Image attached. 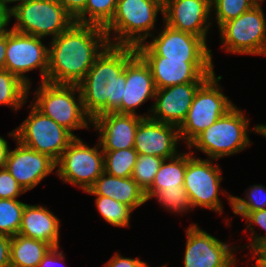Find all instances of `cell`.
Segmentation results:
<instances>
[{"mask_svg": "<svg viewBox=\"0 0 266 267\" xmlns=\"http://www.w3.org/2000/svg\"><path fill=\"white\" fill-rule=\"evenodd\" d=\"M98 143L89 147L76 137L56 161L57 175L65 182L78 186L84 192L104 172V154Z\"/></svg>", "mask_w": 266, "mask_h": 267, "instance_id": "obj_10", "label": "cell"}, {"mask_svg": "<svg viewBox=\"0 0 266 267\" xmlns=\"http://www.w3.org/2000/svg\"><path fill=\"white\" fill-rule=\"evenodd\" d=\"M149 66L156 89L205 82L215 71L212 60H165V57H141Z\"/></svg>", "mask_w": 266, "mask_h": 267, "instance_id": "obj_15", "label": "cell"}, {"mask_svg": "<svg viewBox=\"0 0 266 267\" xmlns=\"http://www.w3.org/2000/svg\"><path fill=\"white\" fill-rule=\"evenodd\" d=\"M28 85L8 70L0 71V105L17 111L27 101Z\"/></svg>", "mask_w": 266, "mask_h": 267, "instance_id": "obj_26", "label": "cell"}, {"mask_svg": "<svg viewBox=\"0 0 266 267\" xmlns=\"http://www.w3.org/2000/svg\"><path fill=\"white\" fill-rule=\"evenodd\" d=\"M259 0H211V11L220 28L224 23L239 17L255 6Z\"/></svg>", "mask_w": 266, "mask_h": 267, "instance_id": "obj_32", "label": "cell"}, {"mask_svg": "<svg viewBox=\"0 0 266 267\" xmlns=\"http://www.w3.org/2000/svg\"><path fill=\"white\" fill-rule=\"evenodd\" d=\"M15 141L17 147L9 150L5 168L27 192L55 170L56 162L48 155Z\"/></svg>", "mask_w": 266, "mask_h": 267, "instance_id": "obj_17", "label": "cell"}, {"mask_svg": "<svg viewBox=\"0 0 266 267\" xmlns=\"http://www.w3.org/2000/svg\"><path fill=\"white\" fill-rule=\"evenodd\" d=\"M52 246L19 234L11 237L10 267H36Z\"/></svg>", "mask_w": 266, "mask_h": 267, "instance_id": "obj_24", "label": "cell"}, {"mask_svg": "<svg viewBox=\"0 0 266 267\" xmlns=\"http://www.w3.org/2000/svg\"><path fill=\"white\" fill-rule=\"evenodd\" d=\"M6 6L8 7V9L11 11L16 5H19L21 3H24V2H27V1H30V0H2ZM13 2H18V4H15L14 6H8L9 3H13Z\"/></svg>", "mask_w": 266, "mask_h": 267, "instance_id": "obj_46", "label": "cell"}, {"mask_svg": "<svg viewBox=\"0 0 266 267\" xmlns=\"http://www.w3.org/2000/svg\"><path fill=\"white\" fill-rule=\"evenodd\" d=\"M246 198L227 195L235 215L243 219L252 211L266 209V187L260 184L252 185Z\"/></svg>", "mask_w": 266, "mask_h": 267, "instance_id": "obj_30", "label": "cell"}, {"mask_svg": "<svg viewBox=\"0 0 266 267\" xmlns=\"http://www.w3.org/2000/svg\"><path fill=\"white\" fill-rule=\"evenodd\" d=\"M11 237L0 234V267H10Z\"/></svg>", "mask_w": 266, "mask_h": 267, "instance_id": "obj_39", "label": "cell"}, {"mask_svg": "<svg viewBox=\"0 0 266 267\" xmlns=\"http://www.w3.org/2000/svg\"><path fill=\"white\" fill-rule=\"evenodd\" d=\"M204 82H190L156 89L148 117L179 127L186 118L198 88Z\"/></svg>", "mask_w": 266, "mask_h": 267, "instance_id": "obj_18", "label": "cell"}, {"mask_svg": "<svg viewBox=\"0 0 266 267\" xmlns=\"http://www.w3.org/2000/svg\"><path fill=\"white\" fill-rule=\"evenodd\" d=\"M25 192L24 188L15 180L5 167L0 168V199H16Z\"/></svg>", "mask_w": 266, "mask_h": 267, "instance_id": "obj_35", "label": "cell"}, {"mask_svg": "<svg viewBox=\"0 0 266 267\" xmlns=\"http://www.w3.org/2000/svg\"><path fill=\"white\" fill-rule=\"evenodd\" d=\"M25 205L17 199H0V234L9 237L18 234Z\"/></svg>", "mask_w": 266, "mask_h": 267, "instance_id": "obj_31", "label": "cell"}, {"mask_svg": "<svg viewBox=\"0 0 266 267\" xmlns=\"http://www.w3.org/2000/svg\"><path fill=\"white\" fill-rule=\"evenodd\" d=\"M29 116L9 136L21 144L48 155L55 162L76 138L70 131L43 115L32 104Z\"/></svg>", "mask_w": 266, "mask_h": 267, "instance_id": "obj_8", "label": "cell"}, {"mask_svg": "<svg viewBox=\"0 0 266 267\" xmlns=\"http://www.w3.org/2000/svg\"><path fill=\"white\" fill-rule=\"evenodd\" d=\"M9 150L10 149L7 140H5L4 137L0 136V168L5 167Z\"/></svg>", "mask_w": 266, "mask_h": 267, "instance_id": "obj_43", "label": "cell"}, {"mask_svg": "<svg viewBox=\"0 0 266 267\" xmlns=\"http://www.w3.org/2000/svg\"><path fill=\"white\" fill-rule=\"evenodd\" d=\"M244 219H246L248 226H246V230H250L251 235H254L249 245L245 247L253 250L261 241L266 240V234L264 236L258 235L254 230V224H256V226L258 225L264 231H266V209L252 211Z\"/></svg>", "mask_w": 266, "mask_h": 267, "instance_id": "obj_36", "label": "cell"}, {"mask_svg": "<svg viewBox=\"0 0 266 267\" xmlns=\"http://www.w3.org/2000/svg\"><path fill=\"white\" fill-rule=\"evenodd\" d=\"M136 54L135 47L109 44L78 84L85 113L92 120L108 112L122 114L126 64Z\"/></svg>", "mask_w": 266, "mask_h": 267, "instance_id": "obj_2", "label": "cell"}, {"mask_svg": "<svg viewBox=\"0 0 266 267\" xmlns=\"http://www.w3.org/2000/svg\"><path fill=\"white\" fill-rule=\"evenodd\" d=\"M125 86L122 114L139 115L136 108L154 99L156 87L149 66L138 54L126 64Z\"/></svg>", "mask_w": 266, "mask_h": 267, "instance_id": "obj_21", "label": "cell"}, {"mask_svg": "<svg viewBox=\"0 0 266 267\" xmlns=\"http://www.w3.org/2000/svg\"><path fill=\"white\" fill-rule=\"evenodd\" d=\"M211 13V0H163L164 23L201 37L206 43Z\"/></svg>", "mask_w": 266, "mask_h": 267, "instance_id": "obj_16", "label": "cell"}, {"mask_svg": "<svg viewBox=\"0 0 266 267\" xmlns=\"http://www.w3.org/2000/svg\"><path fill=\"white\" fill-rule=\"evenodd\" d=\"M60 246L52 247L36 267H55L57 263L64 260L63 251H59Z\"/></svg>", "mask_w": 266, "mask_h": 267, "instance_id": "obj_38", "label": "cell"}, {"mask_svg": "<svg viewBox=\"0 0 266 267\" xmlns=\"http://www.w3.org/2000/svg\"><path fill=\"white\" fill-rule=\"evenodd\" d=\"M158 12L163 15V0H118L113 18L104 27L109 44L136 48L145 43L154 36L151 30Z\"/></svg>", "mask_w": 266, "mask_h": 267, "instance_id": "obj_3", "label": "cell"}, {"mask_svg": "<svg viewBox=\"0 0 266 267\" xmlns=\"http://www.w3.org/2000/svg\"><path fill=\"white\" fill-rule=\"evenodd\" d=\"M164 29L151 42L136 47L140 57H165V60H212V50L194 34L164 24Z\"/></svg>", "mask_w": 266, "mask_h": 267, "instance_id": "obj_12", "label": "cell"}, {"mask_svg": "<svg viewBox=\"0 0 266 267\" xmlns=\"http://www.w3.org/2000/svg\"><path fill=\"white\" fill-rule=\"evenodd\" d=\"M180 141L177 126L147 117L139 122L133 148L139 155L170 159L179 154L177 145Z\"/></svg>", "mask_w": 266, "mask_h": 267, "instance_id": "obj_19", "label": "cell"}, {"mask_svg": "<svg viewBox=\"0 0 266 267\" xmlns=\"http://www.w3.org/2000/svg\"><path fill=\"white\" fill-rule=\"evenodd\" d=\"M41 37L23 34L10 29L7 32L5 70L19 77L31 88V81L25 74L39 69L42 82L47 81L49 47Z\"/></svg>", "mask_w": 266, "mask_h": 267, "instance_id": "obj_13", "label": "cell"}, {"mask_svg": "<svg viewBox=\"0 0 266 267\" xmlns=\"http://www.w3.org/2000/svg\"><path fill=\"white\" fill-rule=\"evenodd\" d=\"M144 263L140 258H127L116 253L107 261L104 267H141Z\"/></svg>", "mask_w": 266, "mask_h": 267, "instance_id": "obj_37", "label": "cell"}, {"mask_svg": "<svg viewBox=\"0 0 266 267\" xmlns=\"http://www.w3.org/2000/svg\"><path fill=\"white\" fill-rule=\"evenodd\" d=\"M252 259L257 258L256 260L266 266V240L261 241L253 250H252Z\"/></svg>", "mask_w": 266, "mask_h": 267, "instance_id": "obj_42", "label": "cell"}, {"mask_svg": "<svg viewBox=\"0 0 266 267\" xmlns=\"http://www.w3.org/2000/svg\"><path fill=\"white\" fill-rule=\"evenodd\" d=\"M186 248L184 267H233L237 260L234 256L235 246L220 241L191 224L186 229ZM233 251V252H232Z\"/></svg>", "mask_w": 266, "mask_h": 267, "instance_id": "obj_14", "label": "cell"}, {"mask_svg": "<svg viewBox=\"0 0 266 267\" xmlns=\"http://www.w3.org/2000/svg\"><path fill=\"white\" fill-rule=\"evenodd\" d=\"M10 17L17 20L12 30L41 38H55L75 22L58 0L21 3L10 11Z\"/></svg>", "mask_w": 266, "mask_h": 267, "instance_id": "obj_7", "label": "cell"}, {"mask_svg": "<svg viewBox=\"0 0 266 267\" xmlns=\"http://www.w3.org/2000/svg\"><path fill=\"white\" fill-rule=\"evenodd\" d=\"M118 0H87L85 9L74 19L80 24L105 27L113 18Z\"/></svg>", "mask_w": 266, "mask_h": 267, "instance_id": "obj_27", "label": "cell"}, {"mask_svg": "<svg viewBox=\"0 0 266 267\" xmlns=\"http://www.w3.org/2000/svg\"><path fill=\"white\" fill-rule=\"evenodd\" d=\"M104 172L115 177H131L138 153L134 148L103 151Z\"/></svg>", "mask_w": 266, "mask_h": 267, "instance_id": "obj_28", "label": "cell"}, {"mask_svg": "<svg viewBox=\"0 0 266 267\" xmlns=\"http://www.w3.org/2000/svg\"><path fill=\"white\" fill-rule=\"evenodd\" d=\"M261 3L219 28L222 49L240 55H266V18Z\"/></svg>", "mask_w": 266, "mask_h": 267, "instance_id": "obj_9", "label": "cell"}, {"mask_svg": "<svg viewBox=\"0 0 266 267\" xmlns=\"http://www.w3.org/2000/svg\"><path fill=\"white\" fill-rule=\"evenodd\" d=\"M194 152L187 153V165L184 176V188L192 208L203 207L223 213V204L219 199L222 170L213 159L194 157Z\"/></svg>", "mask_w": 266, "mask_h": 267, "instance_id": "obj_11", "label": "cell"}, {"mask_svg": "<svg viewBox=\"0 0 266 267\" xmlns=\"http://www.w3.org/2000/svg\"><path fill=\"white\" fill-rule=\"evenodd\" d=\"M60 220L50 210L40 205L26 203L18 234L41 240L52 247L59 246Z\"/></svg>", "mask_w": 266, "mask_h": 267, "instance_id": "obj_22", "label": "cell"}, {"mask_svg": "<svg viewBox=\"0 0 266 267\" xmlns=\"http://www.w3.org/2000/svg\"><path fill=\"white\" fill-rule=\"evenodd\" d=\"M6 48H7V33L0 35V71L5 70Z\"/></svg>", "mask_w": 266, "mask_h": 267, "instance_id": "obj_44", "label": "cell"}, {"mask_svg": "<svg viewBox=\"0 0 266 267\" xmlns=\"http://www.w3.org/2000/svg\"><path fill=\"white\" fill-rule=\"evenodd\" d=\"M10 10L6 4L0 0V35L7 33L10 29L6 27L10 22Z\"/></svg>", "mask_w": 266, "mask_h": 267, "instance_id": "obj_41", "label": "cell"}, {"mask_svg": "<svg viewBox=\"0 0 266 267\" xmlns=\"http://www.w3.org/2000/svg\"><path fill=\"white\" fill-rule=\"evenodd\" d=\"M65 10L75 19L84 9L87 0H58Z\"/></svg>", "mask_w": 266, "mask_h": 267, "instance_id": "obj_40", "label": "cell"}, {"mask_svg": "<svg viewBox=\"0 0 266 267\" xmlns=\"http://www.w3.org/2000/svg\"><path fill=\"white\" fill-rule=\"evenodd\" d=\"M95 196L96 208L107 223L116 227H129L131 212L134 211L131 207L106 196Z\"/></svg>", "mask_w": 266, "mask_h": 267, "instance_id": "obj_29", "label": "cell"}, {"mask_svg": "<svg viewBox=\"0 0 266 267\" xmlns=\"http://www.w3.org/2000/svg\"><path fill=\"white\" fill-rule=\"evenodd\" d=\"M49 44L47 82L78 85L109 41L103 27L74 22Z\"/></svg>", "mask_w": 266, "mask_h": 267, "instance_id": "obj_1", "label": "cell"}, {"mask_svg": "<svg viewBox=\"0 0 266 267\" xmlns=\"http://www.w3.org/2000/svg\"><path fill=\"white\" fill-rule=\"evenodd\" d=\"M258 133L262 136L266 137V125L265 124H259L256 125V127L253 128L252 132Z\"/></svg>", "mask_w": 266, "mask_h": 267, "instance_id": "obj_45", "label": "cell"}, {"mask_svg": "<svg viewBox=\"0 0 266 267\" xmlns=\"http://www.w3.org/2000/svg\"><path fill=\"white\" fill-rule=\"evenodd\" d=\"M34 94L31 104L75 137L74 130L88 129L92 125V119L85 113L78 85L45 81L40 83Z\"/></svg>", "mask_w": 266, "mask_h": 267, "instance_id": "obj_4", "label": "cell"}, {"mask_svg": "<svg viewBox=\"0 0 266 267\" xmlns=\"http://www.w3.org/2000/svg\"><path fill=\"white\" fill-rule=\"evenodd\" d=\"M148 115L119 114L108 112L92 120L99 133V144L103 151H116L134 147L139 122Z\"/></svg>", "mask_w": 266, "mask_h": 267, "instance_id": "obj_20", "label": "cell"}, {"mask_svg": "<svg viewBox=\"0 0 266 267\" xmlns=\"http://www.w3.org/2000/svg\"><path fill=\"white\" fill-rule=\"evenodd\" d=\"M85 192L115 199L117 202L131 207L133 210L147 202L145 191L132 177H115L105 172Z\"/></svg>", "mask_w": 266, "mask_h": 267, "instance_id": "obj_23", "label": "cell"}, {"mask_svg": "<svg viewBox=\"0 0 266 267\" xmlns=\"http://www.w3.org/2000/svg\"><path fill=\"white\" fill-rule=\"evenodd\" d=\"M141 267H150V266L145 262ZM162 267H166V266H162Z\"/></svg>", "mask_w": 266, "mask_h": 267, "instance_id": "obj_48", "label": "cell"}, {"mask_svg": "<svg viewBox=\"0 0 266 267\" xmlns=\"http://www.w3.org/2000/svg\"><path fill=\"white\" fill-rule=\"evenodd\" d=\"M249 121L243 111L234 106L187 147H195L213 160L237 154L251 144L247 132L251 130L248 128Z\"/></svg>", "mask_w": 266, "mask_h": 267, "instance_id": "obj_5", "label": "cell"}, {"mask_svg": "<svg viewBox=\"0 0 266 267\" xmlns=\"http://www.w3.org/2000/svg\"><path fill=\"white\" fill-rule=\"evenodd\" d=\"M222 76L213 73L197 90L183 123L178 127L180 139L188 146L206 128L234 107L218 83Z\"/></svg>", "mask_w": 266, "mask_h": 267, "instance_id": "obj_6", "label": "cell"}, {"mask_svg": "<svg viewBox=\"0 0 266 267\" xmlns=\"http://www.w3.org/2000/svg\"><path fill=\"white\" fill-rule=\"evenodd\" d=\"M255 265H253V267H266L265 265L263 264H260L257 260L255 261Z\"/></svg>", "mask_w": 266, "mask_h": 267, "instance_id": "obj_47", "label": "cell"}, {"mask_svg": "<svg viewBox=\"0 0 266 267\" xmlns=\"http://www.w3.org/2000/svg\"><path fill=\"white\" fill-rule=\"evenodd\" d=\"M186 165L187 153L180 152L173 158L164 159L155 175L152 185L145 191L147 201L162 189L184 186Z\"/></svg>", "mask_w": 266, "mask_h": 267, "instance_id": "obj_25", "label": "cell"}, {"mask_svg": "<svg viewBox=\"0 0 266 267\" xmlns=\"http://www.w3.org/2000/svg\"><path fill=\"white\" fill-rule=\"evenodd\" d=\"M155 197L163 208H166L172 213H186L188 210L192 211V206L184 186H178L171 189H162L156 192L152 198Z\"/></svg>", "mask_w": 266, "mask_h": 267, "instance_id": "obj_34", "label": "cell"}, {"mask_svg": "<svg viewBox=\"0 0 266 267\" xmlns=\"http://www.w3.org/2000/svg\"><path fill=\"white\" fill-rule=\"evenodd\" d=\"M163 160L164 159L157 156L138 154L131 175L132 179L146 191L152 185Z\"/></svg>", "mask_w": 266, "mask_h": 267, "instance_id": "obj_33", "label": "cell"}]
</instances>
